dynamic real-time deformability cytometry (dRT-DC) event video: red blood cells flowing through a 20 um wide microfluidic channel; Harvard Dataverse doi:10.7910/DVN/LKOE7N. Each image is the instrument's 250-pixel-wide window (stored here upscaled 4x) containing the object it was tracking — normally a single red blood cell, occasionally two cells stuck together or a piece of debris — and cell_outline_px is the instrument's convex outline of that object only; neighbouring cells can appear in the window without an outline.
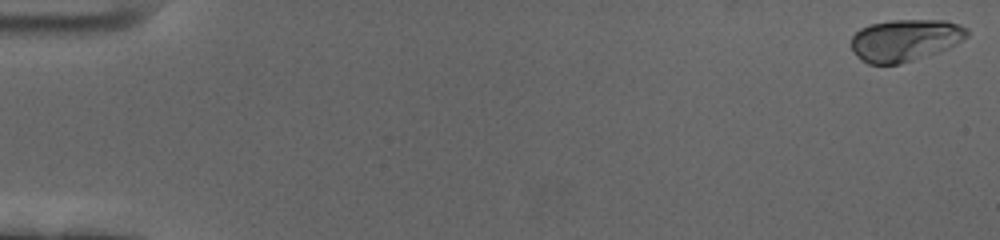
{"species": "human", "species_latin": "Homo sapiens", "temperature_condition": "cold", "stored_images_in_passage": 60, "camera_frame_rate_fps": 3000, "um_per_image_px": 0.085, "donor": {"sex": "female"}, "frame": {"image": 1, "passage_image": 1, "time_ms": 0.0, "image_size_px": [1000, 240], "cell_outline_px": [[968, 36], [956, 44], [948, 48], [900, 64], [868, 64], [860, 60], [856, 56], [852, 48], [852, 36], [860, 28], [872, 24], [892, 20], [944, 20], [960, 24], [968, 28]], "centroid_in_image_um": [76.93, 3.41], "position_along_channel_um": 8.1, "area_um2": 28.26}}
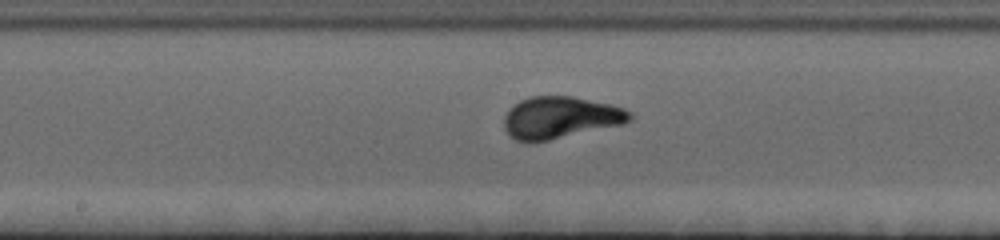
{"frame": {"image": 2, "passage_image": 32, "time_ms": 10.333, "image_size_px": [1000, 240], "cell_outline_px": [[636, 116], [632, 120], [624, 124], [532, 144], [528, 144], [516, 140], [508, 136], [504, 128], [504, 116], [508, 108], [512, 104], [528, 96], [572, 96], [612, 104], [624, 108], [632, 112]], "centroid_in_image_um": [47.62, 10.01], "position_along_channel_um": 200.6, "area_um2": 31.67}}
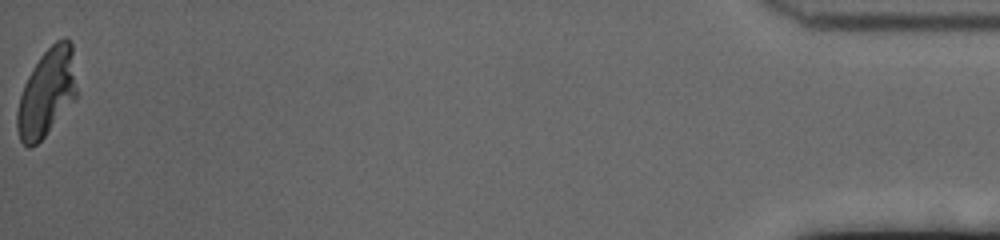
{"frame": {"image": 3, "passage_image": 60, "time_ms": 19.667, "image_size_px": [1000, 240], "cell_outline_px": [[76, 96], [44, 136], [36, 144], [28, 148], [20, 140], [16, 128], [16, 112], [20, 96], [24, 84], [32, 68], [40, 56], [56, 40], [64, 36], [72, 40], [76, 88]], "centroid_in_image_um": [3.95, 7.83], "position_along_channel_um": 431.2, "area_um2": 30.17}, "authors_computed_cell_mechanics": {"area_um2": 29.478, "velocity_mm_per_s": 3.433, "shape_relaxation_time_tau1_ms": 2.4118, "shape_relaxation_time_tau2_ms": null, "deformation_change_tau1": 0.1431, "deformation_change_tau2": null}}